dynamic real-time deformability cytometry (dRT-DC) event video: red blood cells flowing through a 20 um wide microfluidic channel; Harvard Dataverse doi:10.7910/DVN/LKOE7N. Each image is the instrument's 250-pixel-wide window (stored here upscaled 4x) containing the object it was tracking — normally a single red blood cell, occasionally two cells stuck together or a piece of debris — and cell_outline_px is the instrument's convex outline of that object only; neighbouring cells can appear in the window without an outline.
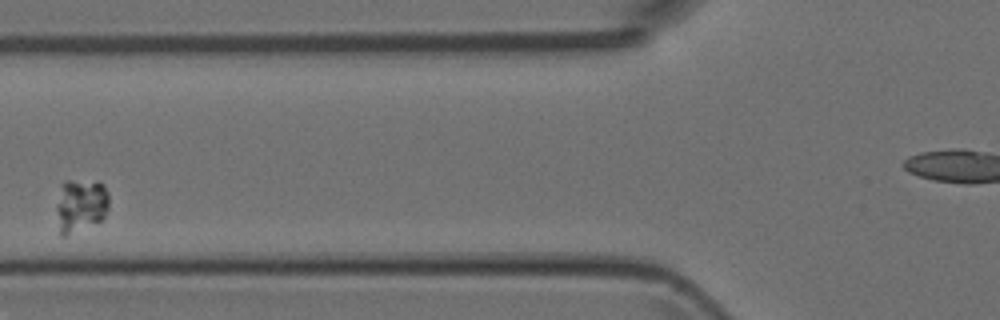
{"species": "Egyptian fruit bat (a non-hibernating species)", "species_latin": "Rousettus aegyptiacus", "temperature_condition": "room temperature", "stored_images_in_passage": 6, "segment_of_instrument_passage": [1, 2], "camera_frame_rate_fps": 3000, "um_per_image_px": 0.085, "animal": {"sex": "female"}, "frame": {"image": 1, "passage_image": 2, "time_ms": 1.333, "image_size_px": [1000, 320], "cell_outline_px": [[108, 208], [104, 216], [100, 220], [64, 236], [60, 236], [56, 208], [56, 204], [60, 184], [64, 180], [96, 180], [104, 184], [108, 192]], "centroid_in_image_um": [6.83, 17.38], "position_along_channel_um": 119.0, "area_um2": 16.53}}
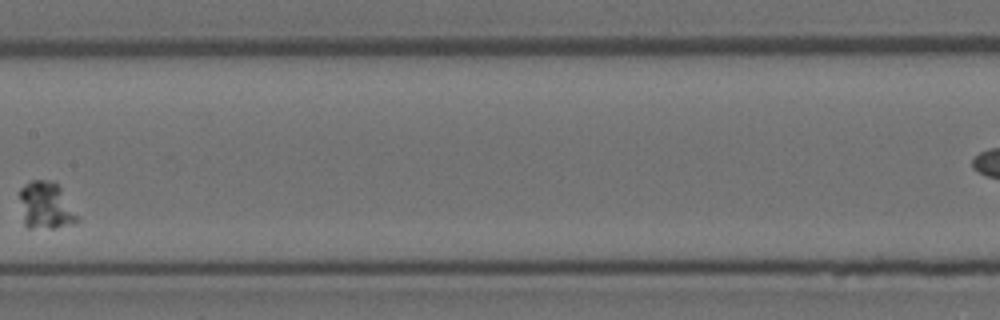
{"frame": {"image": 2, "passage_image": 4, "time_ms": 3.667, "image_size_px": [1000, 320], "cell_outline_px": [[80, 220], [56, 228], [28, 228], [24, 224], [20, 196], [20, 188], [24, 184], [32, 180], [52, 180], [60, 188], [80, 216]], "centroid_in_image_um": [3.91, 17.47], "position_along_channel_um": 203.5, "area_um2": 15.84}}
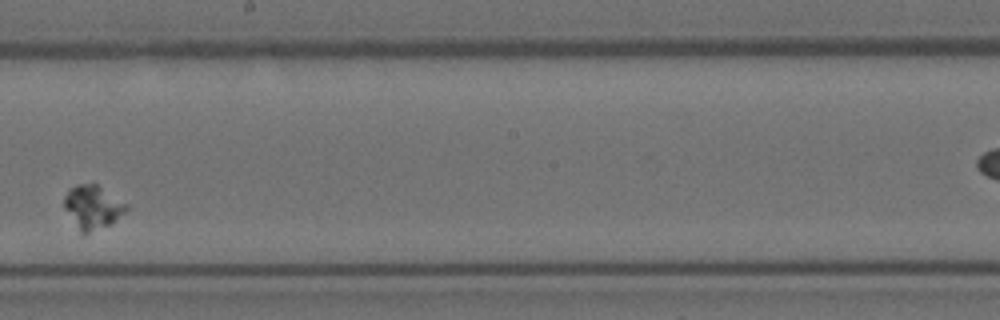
{"frame": {"image": 3, "passage_image": 5, "time_ms": 4.667, "image_size_px": [1000, 320], "cell_outline_px": [[128, 208], [112, 224], [84, 236], [80, 232], [64, 208], [64, 196], [76, 184], [96, 184], [128, 204]], "centroid_in_image_um": [7.88, 17.64], "position_along_channel_um": 240.3, "area_um2": 15.78}}